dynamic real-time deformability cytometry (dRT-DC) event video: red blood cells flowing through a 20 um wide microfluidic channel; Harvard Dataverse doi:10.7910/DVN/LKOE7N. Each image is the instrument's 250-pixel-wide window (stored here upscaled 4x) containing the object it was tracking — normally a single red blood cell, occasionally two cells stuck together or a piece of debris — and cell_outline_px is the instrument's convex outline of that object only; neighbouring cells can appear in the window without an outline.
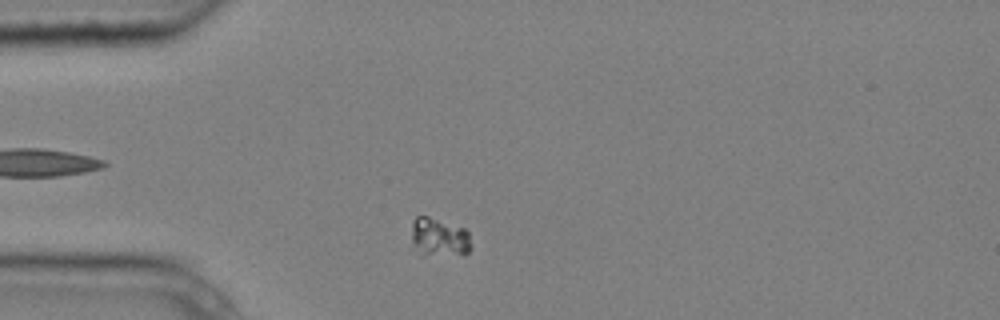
{"species": "common noctule bat (a hibernating species)", "species_latin": "Nyctalus noctula", "temperature_condition": "cold", "stored_images_in_passage": 11, "camera_frame_rate_fps": 3000, "um_per_image_px": 0.085, "animal": {"sex": "male", "body_mass_g": 20.4}, "frame": {"image": 1, "passage_image": 5, "time_ms": 1.333, "image_size_px": [1000, 320], "cell_outline_px": [[472, 248], [468, 252], [424, 256], [420, 256], [412, 244], [412, 220], [416, 216], [428, 216], [464, 228], [468, 232], [472, 244]], "centroid_in_image_um": [37.29, 20.16], "position_along_channel_um": 47.7, "area_um2": 13.53}}
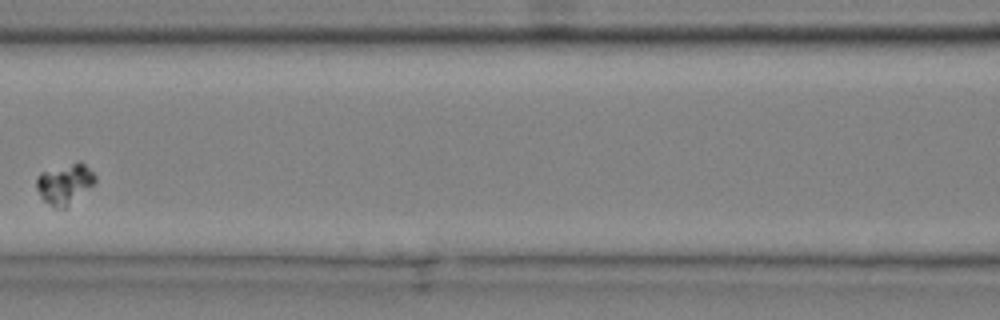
{"frame": {"image": 2, "passage_image": 8, "time_ms": 2.333, "image_size_px": [1000, 320], "cell_outline_px": [[96, 180], [92, 184], [64, 208], [52, 208], [40, 196], [36, 188], [36, 176], [40, 172], [80, 160], [96, 176]], "centroid_in_image_um": [5.44, 15.6], "position_along_channel_um": 161.2, "area_um2": 13.58}}